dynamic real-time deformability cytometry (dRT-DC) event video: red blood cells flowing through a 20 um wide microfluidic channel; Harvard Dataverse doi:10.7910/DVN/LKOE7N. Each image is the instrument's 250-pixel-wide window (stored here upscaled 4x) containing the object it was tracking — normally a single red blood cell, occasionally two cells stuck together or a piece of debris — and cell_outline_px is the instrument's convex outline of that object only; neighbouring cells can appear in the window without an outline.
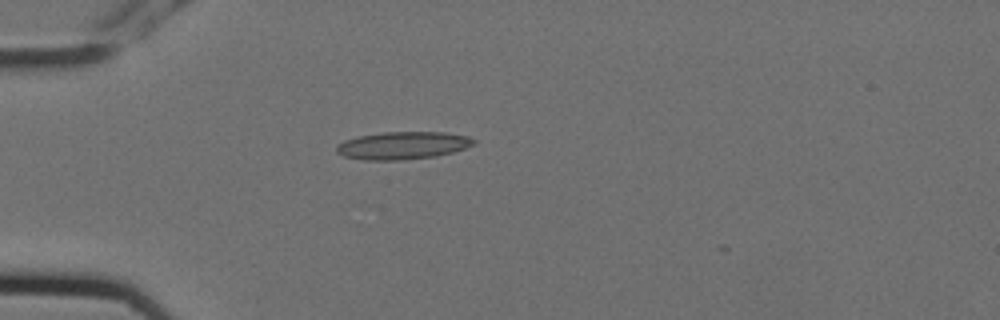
{"species": "Egyptian fruit bat (a non-hibernating species)", "species_latin": "Rousettus aegyptiacus", "temperature_condition": "cold", "stored_images_in_passage": 2, "camera_frame_rate_fps": 3000, "um_per_image_px": 0.085, "animal": {"sex": "female"}, "frame": {"image": 1, "passage_image": 2, "time_ms": 0.333, "image_size_px": [1000, 320], "cell_outline_px": [[476, 144], [452, 152], [436, 156], [400, 160], [364, 160], [344, 156], [336, 152], [336, 144], [344, 140], [360, 136], [380, 132], [444, 132], [468, 136], [476, 140]], "centroid_in_image_um": [34.22, 12.36], "position_along_channel_um": 50.8, "area_um2": 22.14}}